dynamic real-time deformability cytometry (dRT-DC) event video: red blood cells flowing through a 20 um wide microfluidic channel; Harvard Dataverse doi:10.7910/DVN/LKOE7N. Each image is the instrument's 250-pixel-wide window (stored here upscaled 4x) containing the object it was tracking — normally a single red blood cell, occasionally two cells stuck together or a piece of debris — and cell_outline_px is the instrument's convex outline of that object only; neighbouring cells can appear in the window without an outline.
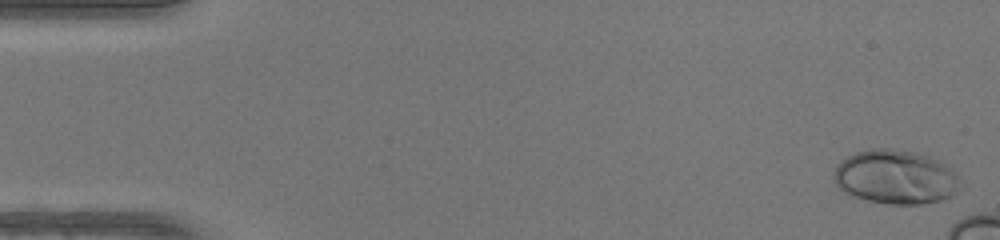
{"species": "human", "species_latin": "Homo sapiens", "temperature_condition": "warm", "stored_images_in_passage": 13, "camera_frame_rate_fps": 3000, "um_per_image_px": 0.085, "donor": {"sex": "female"}, "frame": {"image": 1, "passage_image": 1, "time_ms": 0.0, "image_size_px": [1000, 240], "cell_outline_px": [[964, 188], [952, 196], [940, 200], [920, 204], [888, 204], [868, 200], [852, 196], [844, 192], [836, 184], [832, 176], [832, 172], [836, 164], [840, 160], [856, 152], [872, 148], [888, 148], [916, 152], [928, 156], [944, 164], [956, 176]], "centroid_in_image_um": [76.09, 15.05], "position_along_channel_um": 8.9, "area_um2": 40.06}}